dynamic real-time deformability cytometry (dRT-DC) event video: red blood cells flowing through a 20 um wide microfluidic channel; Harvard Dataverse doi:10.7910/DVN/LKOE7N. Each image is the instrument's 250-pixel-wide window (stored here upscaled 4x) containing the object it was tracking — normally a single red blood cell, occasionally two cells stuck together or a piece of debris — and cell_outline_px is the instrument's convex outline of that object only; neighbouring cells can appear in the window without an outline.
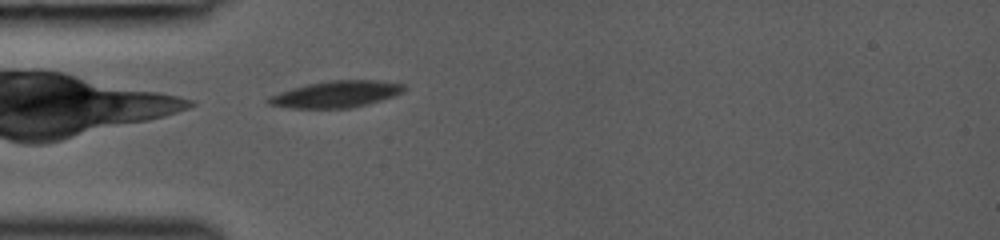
{"species": "common noctule bat (a hibernating species)", "species_latin": "Nyctalus noctula", "temperature_condition": "room temperature", "stored_images_in_passage": 24, "camera_frame_rate_fps": 3000, "um_per_image_px": 0.085, "animal": {"sex": "female", "body_mass_g": 19.0, "forearm_length_mm": 53.3}, "frame": {"image": 1, "passage_image": 1, "time_ms": 0.0, "image_size_px": [1000, 240], "cell_outline_px": [[404, 92], [368, 104], [352, 108], [292, 108], [268, 104], [264, 100], [268, 96], [292, 88], [308, 84], [328, 80], [376, 80], [404, 84]], "centroid_in_image_um": [28.54, 8.01], "position_along_channel_um": 56.5, "area_um2": 20.98}}
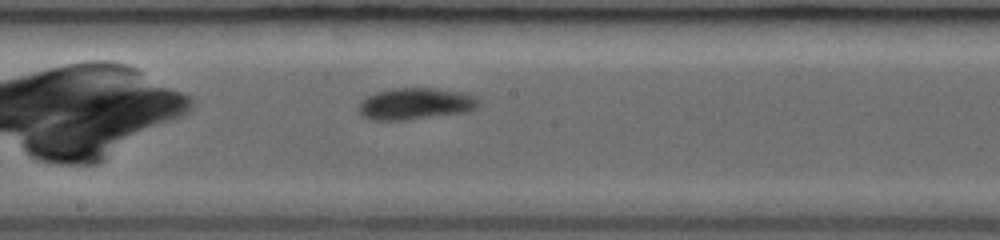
{"frame": {"image": 2, "passage_image": 12, "time_ms": 3.667, "image_size_px": [1000, 240], "cell_outline_px": [[480, 104], [476, 108], [464, 112], [408, 120], [368, 120], [360, 116], [360, 104], [368, 96], [376, 92], [396, 88], [436, 88], [456, 92], [472, 96], [480, 100]], "centroid_in_image_um": [35.28, 8.83], "position_along_channel_um": 212.9, "area_um2": 21.85}}
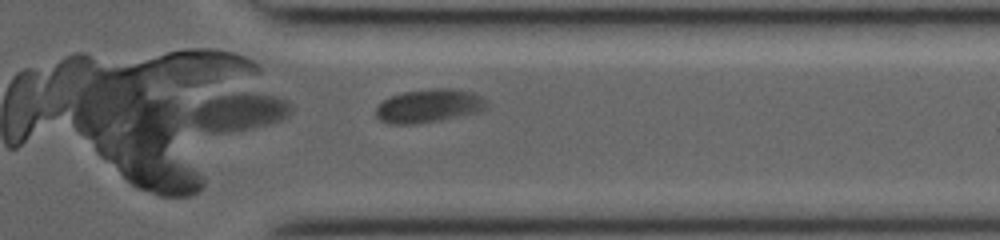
{"frame": {"image": 3, "passage_image": 23, "time_ms": 7.333, "image_size_px": [1000, 240], "cell_outline_px": [[488, 108], [484, 112], [440, 120], [416, 124], [392, 124], [380, 120], [376, 116], [376, 108], [384, 100], [392, 96], [404, 92], [432, 88], [452, 88], [472, 92], [488, 100]], "centroid_in_image_um": [36.54, 9.0], "position_along_channel_um": 374.9, "area_um2": 21.85}}